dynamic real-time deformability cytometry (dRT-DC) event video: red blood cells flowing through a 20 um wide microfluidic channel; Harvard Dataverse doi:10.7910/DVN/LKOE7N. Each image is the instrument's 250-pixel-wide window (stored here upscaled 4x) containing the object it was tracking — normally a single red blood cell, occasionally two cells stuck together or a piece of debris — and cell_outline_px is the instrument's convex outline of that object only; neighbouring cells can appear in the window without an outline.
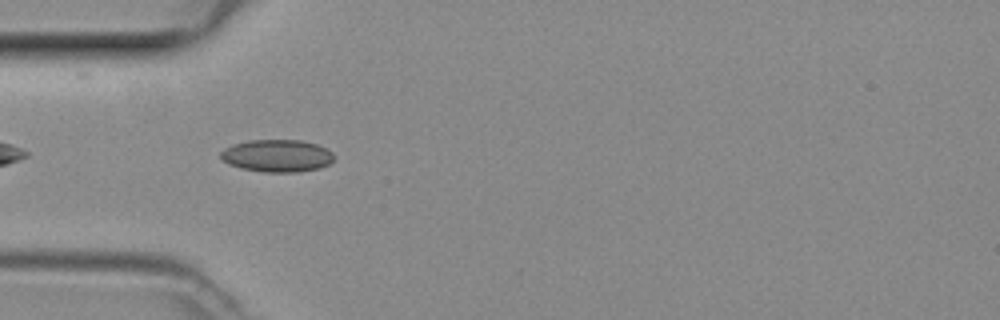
{"species": "common noctule bat (a hibernating species)", "species_latin": "Nyctalus noctula", "temperature_condition": "room temperature", "stored_images_in_passage": 29, "camera_frame_rate_fps": 3000, "um_per_image_px": 0.085, "animal": {"sex": "female", "body_mass_g": 29.2, "forearm_length_mm": 56.3}, "frame": {"image": 1, "passage_image": 3, "time_ms": 0.667, "image_size_px": [1000, 320], "cell_outline_px": [[332, 160], [328, 164], [320, 168], [296, 172], [264, 172], [240, 168], [228, 164], [220, 156], [220, 152], [224, 148], [232, 144], [248, 140], [300, 140], [316, 144], [332, 152]], "centroid_in_image_um": [23.5, 13.24], "position_along_channel_um": 61.5, "area_um2": 21.33}}
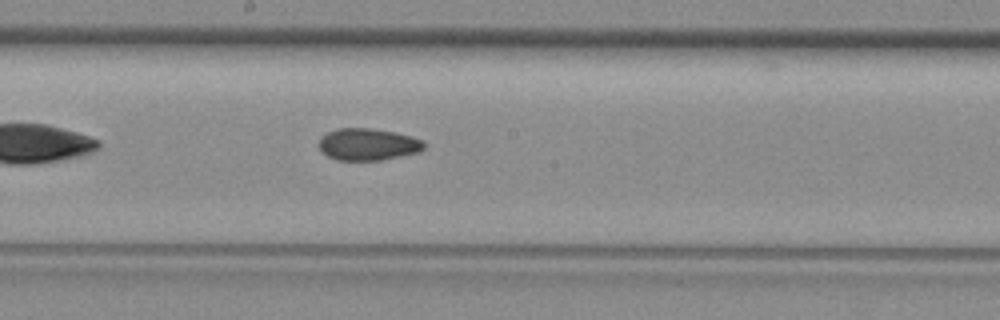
{"frame": {"image": 2, "passage_image": 14, "time_ms": 4.333, "image_size_px": [1000, 320], "cell_outline_px": [[424, 148], [416, 152], [380, 160], [336, 160], [320, 152], [316, 144], [320, 136], [328, 132], [340, 128], [368, 128], [392, 132], [412, 136], [420, 140], [424, 144]], "centroid_in_image_um": [31.16, 12.27], "position_along_channel_um": 217.0, "area_um2": 19.48}}
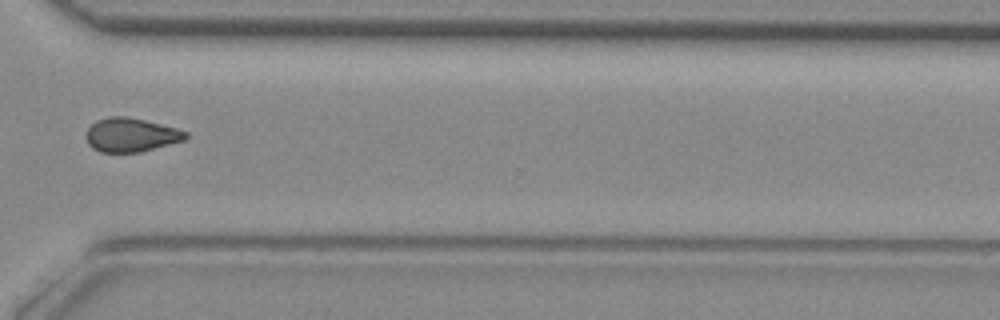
{"frame": {"image": 3, "passage_image": 24, "time_ms": 7.667, "image_size_px": [1000, 320], "cell_outline_px": [[188, 136], [184, 140], [140, 152], [100, 152], [92, 148], [88, 144], [88, 128], [96, 120], [108, 116], [128, 116], [176, 128], [188, 132]], "centroid_in_image_um": [11.13, 11.46], "position_along_channel_um": 359.5, "area_um2": 19.48}}